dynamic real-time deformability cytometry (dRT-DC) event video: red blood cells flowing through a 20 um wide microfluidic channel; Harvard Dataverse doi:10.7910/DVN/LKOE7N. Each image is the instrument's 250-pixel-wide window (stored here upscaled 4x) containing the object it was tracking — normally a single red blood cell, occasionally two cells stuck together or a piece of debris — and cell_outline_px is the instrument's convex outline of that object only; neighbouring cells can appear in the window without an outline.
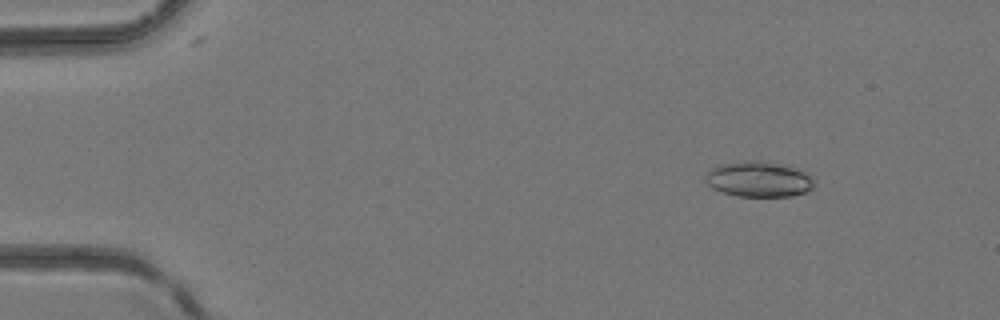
{"species": "common noctule bat (a hibernating species)", "species_latin": "Nyctalus noctula", "temperature_condition": "room temperature", "stored_images_in_passage": 17, "camera_frame_rate_fps": 3000, "um_per_image_px": 0.085, "animal": {"sex": "female", "body_mass_g": 24.6, "forearm_length_mm": 56.2}, "frame": {"image": 1, "passage_image": 1, "time_ms": 0.0, "image_size_px": [1000, 320], "cell_outline_px": [[816, 184], [812, 188], [804, 192], [792, 196], [736, 196], [712, 188], [704, 180], [704, 176], [716, 164], [752, 160], [760, 160], [800, 168]], "centroid_in_image_um": [64.46, 15.22], "position_along_channel_um": 20.5, "area_um2": 22.54}}
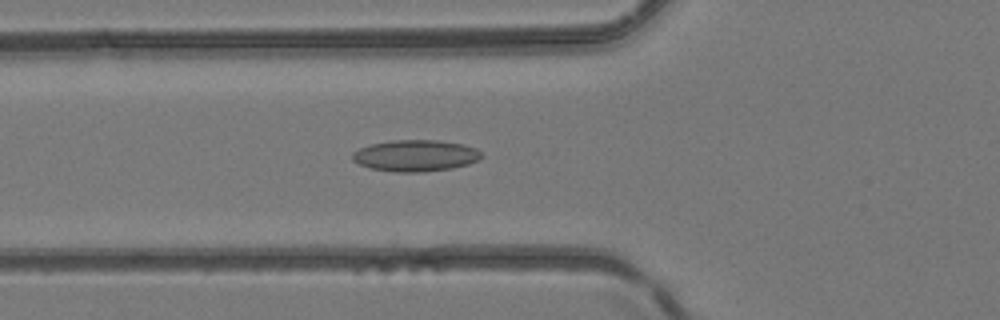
{"frame": {"image": 2, "passage_image": 13, "time_ms": 4.0, "image_size_px": [1000, 320], "cell_outline_px": [[484, 156], [468, 164], [452, 168], [424, 172], [392, 172], [368, 168], [352, 160], [352, 152], [360, 148], [372, 144], [392, 140], [436, 140], [464, 144], [476, 148]], "centroid_in_image_um": [35.31, 13.23], "position_along_channel_um": 90.5, "area_um2": 23.76}}